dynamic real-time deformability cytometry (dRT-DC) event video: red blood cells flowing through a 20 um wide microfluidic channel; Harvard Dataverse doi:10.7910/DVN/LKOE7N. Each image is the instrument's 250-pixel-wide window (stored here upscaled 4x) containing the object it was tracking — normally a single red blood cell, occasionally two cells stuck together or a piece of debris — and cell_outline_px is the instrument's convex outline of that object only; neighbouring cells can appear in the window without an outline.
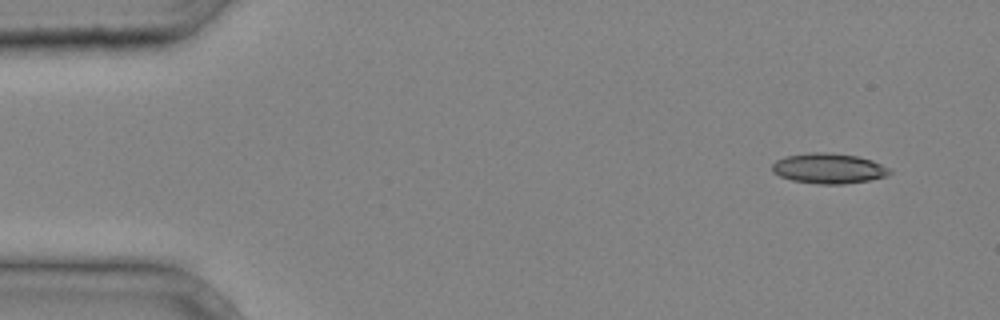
{"species": "common noctule bat (a hibernating species)", "species_latin": "Nyctalus noctula", "temperature_condition": "cold", "stored_images_in_passage": 2, "camera_frame_rate_fps": 3000, "um_per_image_px": 0.085, "animal": {"sex": "male", "body_mass_g": 20.4}, "frame": {"image": 1, "passage_image": 1, "time_ms": 0.0, "image_size_px": [1000, 320], "cell_outline_px": [[892, 172], [888, 176], [868, 180], [844, 184], [820, 184], [792, 180], [780, 176], [772, 172], [772, 164], [776, 160], [788, 156], [812, 152], [828, 152], [856, 156], [872, 160], [892, 168]], "centroid_in_image_um": [70.47, 14.31], "position_along_channel_um": 14.5, "area_um2": 20.75}}
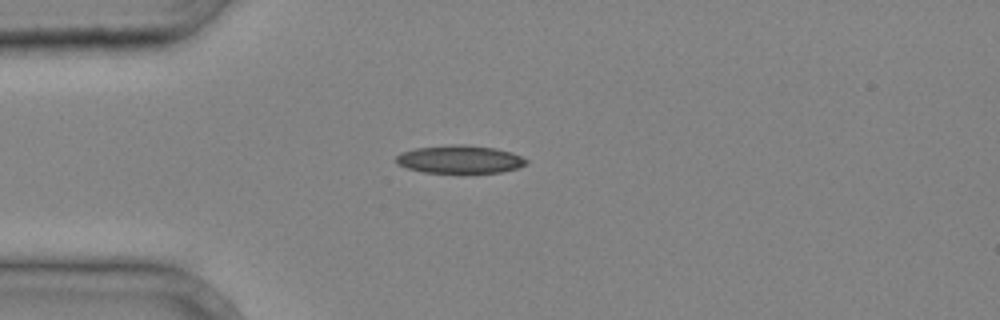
{"frame": {"image": 2, "passage_image": 2, "time_ms": 0.333, "image_size_px": [1000, 320], "cell_outline_px": [[528, 164], [516, 168], [500, 172], [424, 172], [408, 168], [396, 164], [396, 156], [400, 152], [416, 148], [460, 144], [496, 148], [512, 152], [528, 160]], "centroid_in_image_um": [39.08, 13.54], "position_along_channel_um": 45.9, "area_um2": 20.98}}